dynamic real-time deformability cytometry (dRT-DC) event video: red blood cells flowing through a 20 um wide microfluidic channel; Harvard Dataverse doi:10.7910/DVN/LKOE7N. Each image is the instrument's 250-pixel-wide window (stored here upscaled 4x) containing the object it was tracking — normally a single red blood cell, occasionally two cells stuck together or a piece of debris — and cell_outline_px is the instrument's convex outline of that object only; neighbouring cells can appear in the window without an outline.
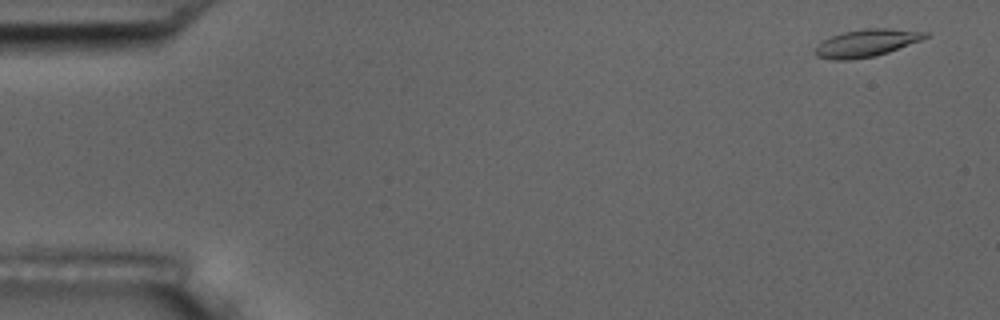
{"species": "common noctule bat (a hibernating species)", "species_latin": "Nyctalus noctula", "temperature_condition": "room temperature", "stored_images_in_passage": 5, "camera_frame_rate_fps": 3000, "um_per_image_px": 0.085, "animal": {"sex": "male", "body_mass_g": 17.5, "forearm_length_mm": 52.3}, "frame": {"image": 1, "passage_image": 1, "time_ms": 0.0, "image_size_px": [1000, 320], "cell_outline_px": [[928, 36], [920, 40], [888, 52], [876, 56], [848, 60], [836, 60], [816, 56], [812, 52], [816, 44], [832, 36], [844, 32], [864, 28], [888, 28], [928, 32]], "centroid_in_image_um": [73.59, 3.66], "position_along_channel_um": 11.4, "area_um2": 17.57}}
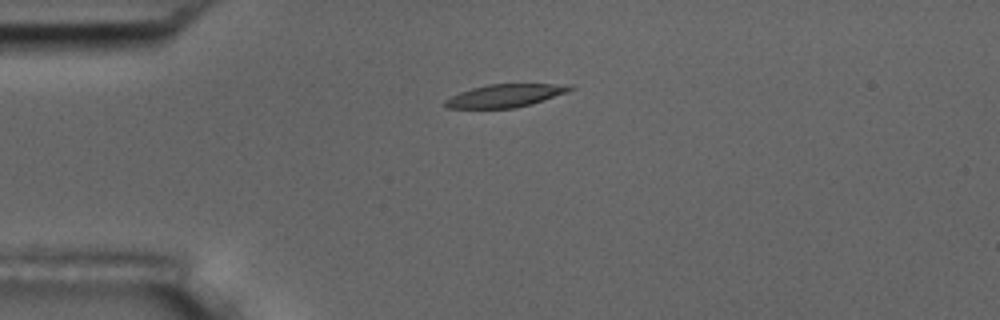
{"frame": {"image": 2, "passage_image": 4, "time_ms": 3.667, "image_size_px": [1000, 320], "cell_outline_px": [[576, 88], [568, 92], [532, 104], [516, 108], [448, 108], [444, 104], [444, 100], [460, 92], [472, 88], [488, 84], [572, 84]], "centroid_in_image_um": [43.0, 8.12], "position_along_channel_um": 42.0, "area_um2": 16.76}}